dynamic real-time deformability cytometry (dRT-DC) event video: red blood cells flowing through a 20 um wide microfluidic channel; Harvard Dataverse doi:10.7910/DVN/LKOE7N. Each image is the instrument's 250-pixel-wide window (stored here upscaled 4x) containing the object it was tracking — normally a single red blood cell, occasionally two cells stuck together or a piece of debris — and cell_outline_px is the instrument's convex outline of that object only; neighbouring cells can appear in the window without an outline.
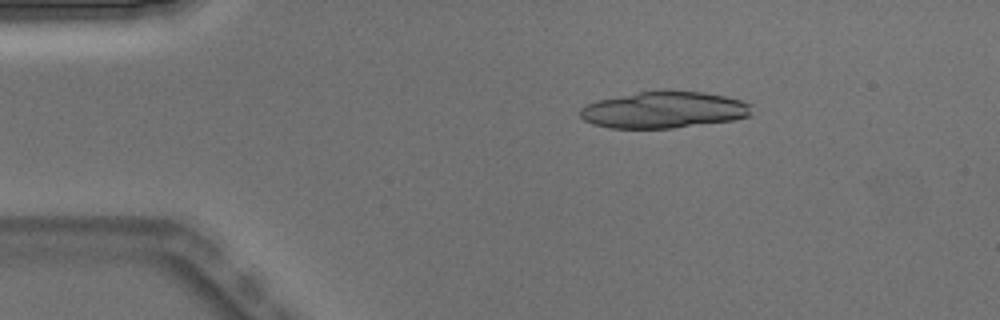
{"species": "Egyptian fruit bat (a non-hibernating species)", "species_latin": "Rousettus aegyptiacus", "temperature_condition": "warm", "stored_images_in_passage": 7, "camera_frame_rate_fps": 3000, "um_per_image_px": 0.085, "animal": {"sex": "male"}, "frame": {"image": 1, "passage_image": 3, "time_ms": 0.667, "image_size_px": [1000, 320], "cell_outline_px": [[752, 116], [732, 120], [672, 128], [608, 128], [592, 124], [584, 120], [580, 116], [580, 108], [596, 100], [660, 88], [668, 88], [704, 92], [724, 96], [740, 100], [752, 104]], "centroid_in_image_um": [56.44, 9.31], "position_along_channel_um": 28.6, "area_um2": 37.28}}